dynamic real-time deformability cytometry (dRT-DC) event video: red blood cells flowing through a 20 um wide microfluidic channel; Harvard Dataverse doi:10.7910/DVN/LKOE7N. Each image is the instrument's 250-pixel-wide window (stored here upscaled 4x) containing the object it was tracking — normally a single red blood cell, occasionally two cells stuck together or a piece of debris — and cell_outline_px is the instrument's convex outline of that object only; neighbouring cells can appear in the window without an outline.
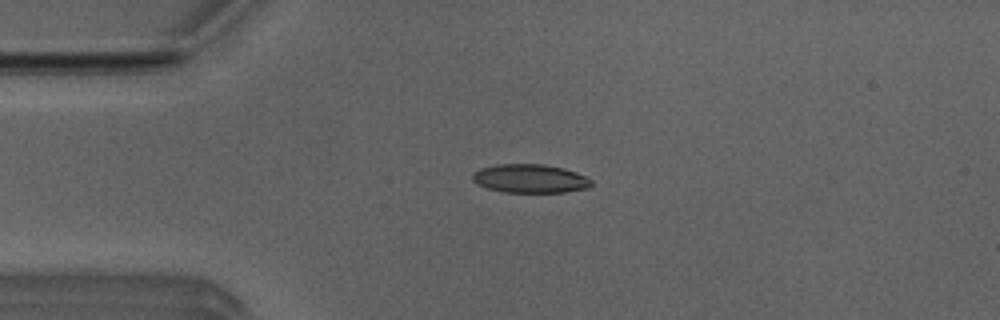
{"species": "Egyptian fruit bat (a non-hibernating species)", "species_latin": "Rousettus aegyptiacus", "temperature_condition": "room temperature", "stored_images_in_passage": 51, "camera_frame_rate_fps": 3000, "um_per_image_px": 0.085, "animal": {"sex": "male"}, "frame": {"image": 1, "passage_image": 11, "time_ms": 3.333, "image_size_px": [1000, 320], "cell_outline_px": [[592, 184], [588, 188], [564, 192], [504, 192], [488, 188], [472, 180], [472, 172], [480, 168], [496, 164], [544, 164], [564, 168], [576, 172], [592, 180]], "centroid_in_image_um": [45.05, 15.17], "position_along_channel_um": 39.9, "area_um2": 19.83}}
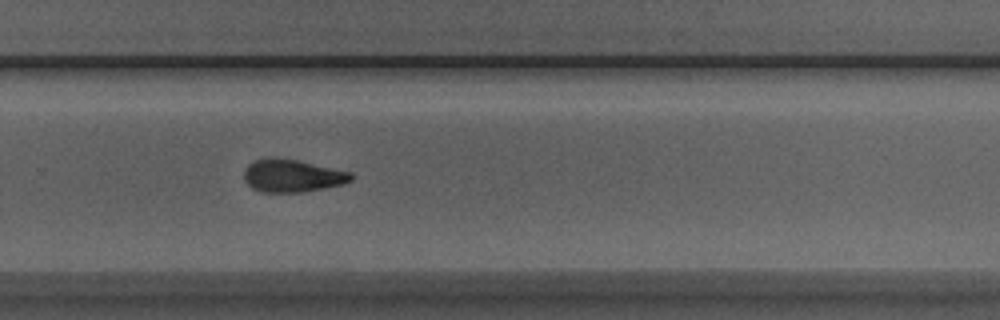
{"frame": {"image": 2, "passage_image": 33, "time_ms": 10.667, "image_size_px": [1000, 320], "cell_outline_px": [[352, 180], [344, 184], [304, 192], [260, 192], [252, 188], [244, 180], [244, 168], [252, 160], [268, 156], [276, 156], [296, 160], [352, 172]], "centroid_in_image_um": [24.79, 14.92], "position_along_channel_um": 305.0, "area_um2": 20.75}}
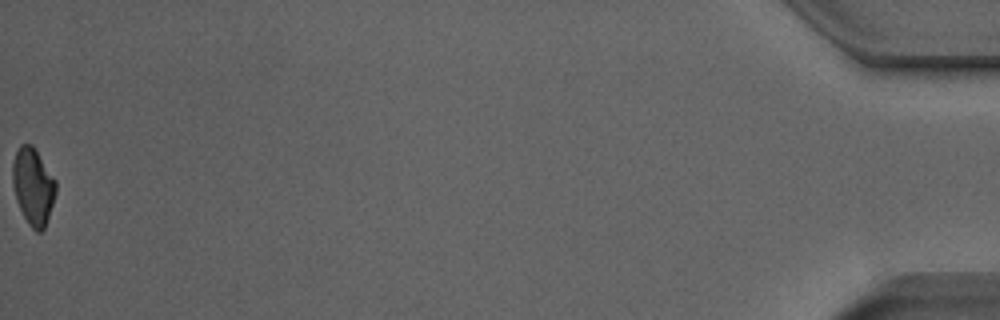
{"frame": {"image": 3, "passage_image": 51, "time_ms": 16.667, "image_size_px": [1000, 320], "cell_outline_px": [[56, 192], [44, 228], [40, 232], [36, 232], [28, 224], [16, 200], [12, 184], [12, 164], [16, 152], [20, 144], [32, 144], [56, 180]], "centroid_in_image_um": [2.8, 15.82], "position_along_channel_um": 432.4, "area_um2": 19.25}, "authors_computed_cell_mechanics": {"area_um2": 20.1722, "velocity_mm_per_s": 3.9426, "shape_relaxation_time_tau1_ms": 4.9668, "shape_relaxation_time_tau2_ms": 3.3569, "deformation_change_tau1": 0.1408, "deformation_change_tau2": 0.0946}}